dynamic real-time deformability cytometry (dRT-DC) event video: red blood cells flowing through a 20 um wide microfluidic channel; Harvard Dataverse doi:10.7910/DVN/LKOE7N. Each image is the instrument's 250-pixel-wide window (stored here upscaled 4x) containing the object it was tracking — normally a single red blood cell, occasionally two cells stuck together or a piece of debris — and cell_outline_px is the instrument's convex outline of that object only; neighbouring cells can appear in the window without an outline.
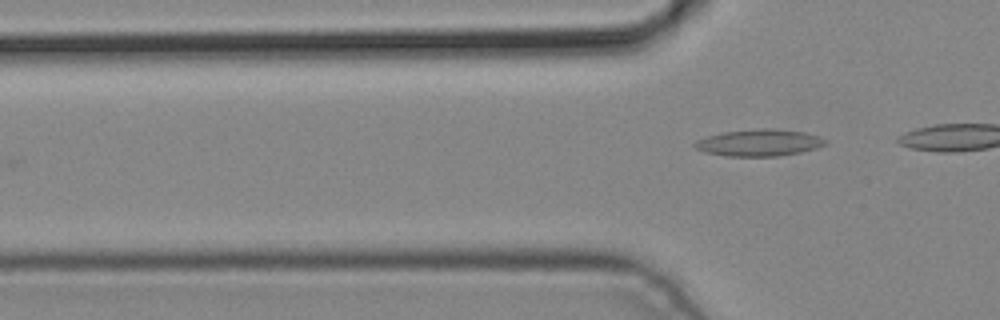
{"species": "common noctule bat (a hibernating species)", "species_latin": "Nyctalus noctula", "temperature_condition": "cold", "stored_images_in_passage": 3, "camera_frame_rate_fps": 3000, "um_per_image_px": 0.085, "animal": {"sex": "male", "body_mass_g": 19.2, "forearm_length_mm": 51.8}, "frame": {"image": 1, "passage_image": 3, "time_ms": 0.667, "image_size_px": [1000, 320], "cell_outline_px": [[828, 144], [816, 148], [800, 152], [780, 156], [728, 156], [704, 152], [696, 148], [692, 144], [696, 140], [708, 136], [724, 132], [760, 128], [772, 128], [804, 132], [828, 140]], "centroid_in_image_um": [64.53, 12.13], "position_along_channel_um": 61.3, "area_um2": 20.35}}